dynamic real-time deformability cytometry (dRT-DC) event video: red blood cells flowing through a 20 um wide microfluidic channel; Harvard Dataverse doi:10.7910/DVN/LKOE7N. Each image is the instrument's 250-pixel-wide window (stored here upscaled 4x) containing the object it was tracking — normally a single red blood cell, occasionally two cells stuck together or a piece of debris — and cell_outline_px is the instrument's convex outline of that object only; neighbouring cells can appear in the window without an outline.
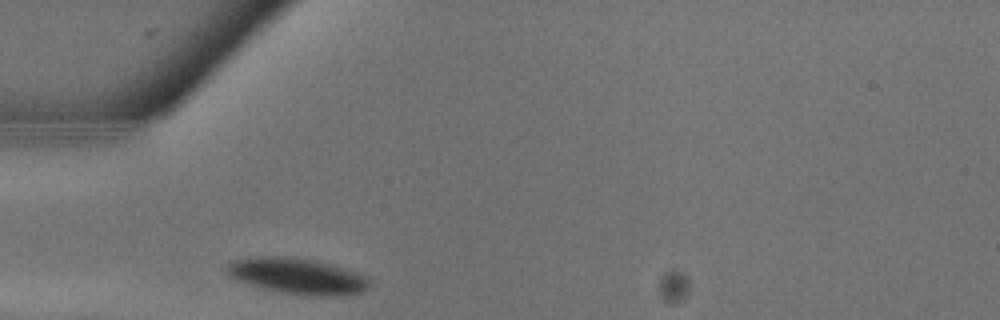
{"species": "common noctule bat (a hibernating species)", "species_latin": "Nyctalus noctula", "temperature_condition": "warm", "stored_images_in_passage": 6, "camera_frame_rate_fps": 3000, "um_per_image_px": 0.085, "animal": {"sex": "male", "body_mass_g": 13.3}, "frame": {"image": 1, "passage_image": 1, "time_ms": 0.0, "image_size_px": [1000, 320], "cell_outline_px": [[372, 280], [368, 288], [364, 292], [340, 296], [320, 296], [284, 292], [264, 288], [236, 280], [228, 276], [224, 268], [228, 264], [236, 260], [260, 256], [292, 256], [312, 260], [368, 276]], "centroid_in_image_um": [25.29, 23.47], "position_along_channel_um": 59.7, "area_um2": 29.59}}
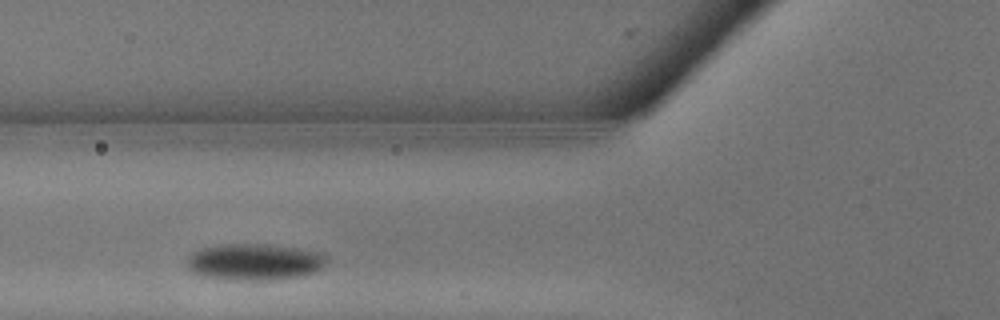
{"frame": {"image": 2, "passage_image": 3, "time_ms": 0.667, "image_size_px": [1000, 320], "cell_outline_px": [[332, 260], [324, 268], [316, 272], [304, 276], [272, 280], [236, 280], [204, 276], [192, 272], [188, 268], [188, 256], [192, 252], [200, 248], [216, 244], [272, 244], [300, 248], [324, 252]], "centroid_in_image_um": [21.75, 22.25], "position_along_channel_um": 104.0, "area_um2": 30.69}}
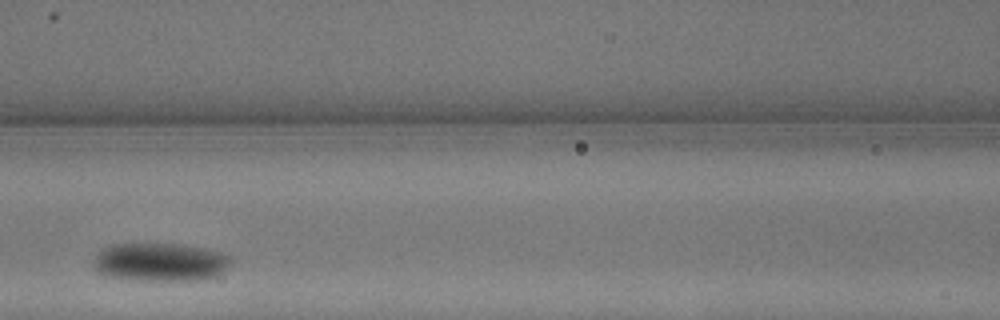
{"frame": {"image": 3, "passage_image": 5, "time_ms": 1.333, "image_size_px": [1000, 320], "cell_outline_px": [[232, 260], [224, 272], [216, 276], [204, 280], [140, 280], [104, 276], [96, 272], [92, 268], [96, 256], [100, 248], [112, 244], [176, 244], [204, 248], [224, 252]], "centroid_in_image_um": [13.6, 22.28], "position_along_channel_um": 153.0, "area_um2": 31.04}}